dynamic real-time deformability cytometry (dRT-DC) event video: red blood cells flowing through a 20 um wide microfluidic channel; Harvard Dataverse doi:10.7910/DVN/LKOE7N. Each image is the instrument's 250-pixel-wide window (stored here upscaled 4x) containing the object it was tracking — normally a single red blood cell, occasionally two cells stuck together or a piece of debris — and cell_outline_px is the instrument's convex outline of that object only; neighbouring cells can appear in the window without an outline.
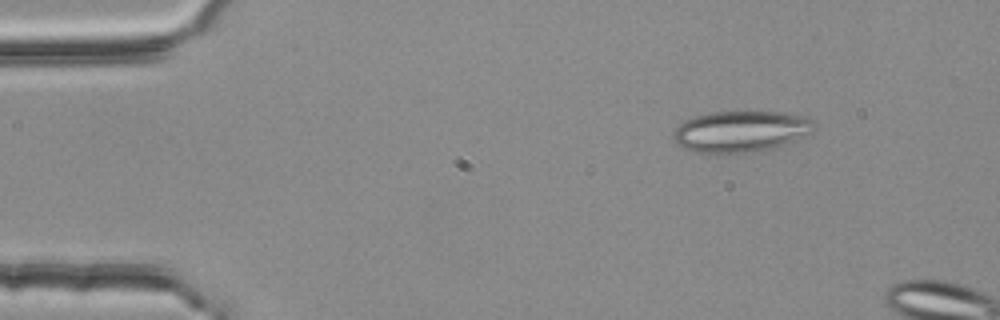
{"species": "common noctule bat (a hibernating species)", "species_latin": "Nyctalus noctula", "temperature_condition": "room temperature", "stored_images_in_passage": 7, "camera_frame_rate_fps": 3000, "um_per_image_px": 0.085, "animal": {"sex": "female", "body_mass_g": 25.1}, "frame": {"image": 1, "passage_image": 2, "time_ms": 0.333, "image_size_px": [1000, 320], "cell_outline_px": [[816, 128], [812, 132], [788, 144], [776, 148], [748, 152], [696, 152], [684, 148], [676, 144], [672, 136], [672, 132], [684, 120], [696, 116], [712, 112], [784, 112], [804, 116], [816, 120]], "centroid_in_image_um": [63.02, 11.16], "position_along_channel_um": 22.0, "area_um2": 33.99}}